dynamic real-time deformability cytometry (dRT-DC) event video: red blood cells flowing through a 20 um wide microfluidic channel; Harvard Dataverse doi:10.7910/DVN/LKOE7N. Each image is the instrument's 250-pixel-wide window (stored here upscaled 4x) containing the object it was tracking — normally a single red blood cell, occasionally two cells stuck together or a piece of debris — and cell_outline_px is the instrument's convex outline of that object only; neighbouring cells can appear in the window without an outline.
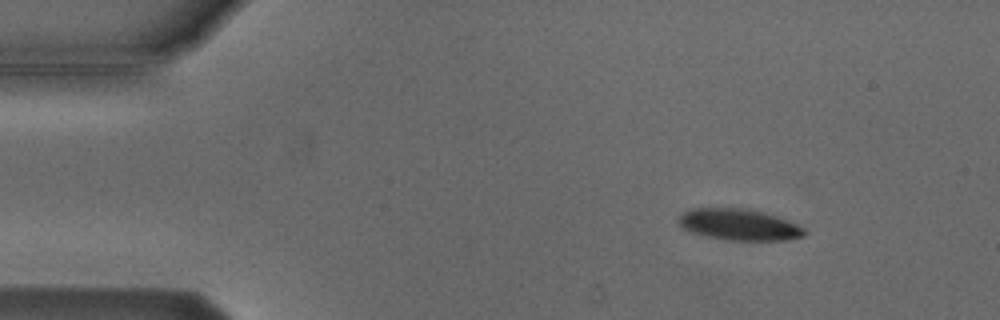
{"species": "Egyptian fruit bat (a non-hibernating species)", "species_latin": "Rousettus aegyptiacus", "temperature_condition": "cold", "stored_images_in_passage": 9, "camera_frame_rate_fps": 3000, "um_per_image_px": 0.085, "animal": {"sex": "male"}, "frame": {"image": 1, "passage_image": 1, "time_ms": 0.0, "image_size_px": [1000, 320], "cell_outline_px": [[804, 236], [788, 240], [728, 240], [704, 236], [692, 232], [684, 228], [676, 220], [684, 212], [692, 208], [748, 208], [788, 220], [804, 228]], "centroid_in_image_um": [62.8, 19.09], "position_along_channel_um": 22.2, "area_um2": 22.83}}
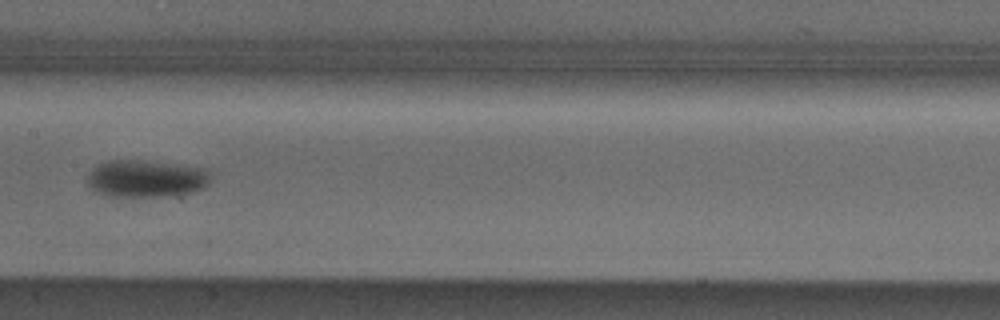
{"frame": {"image": 2, "passage_image": 6, "time_ms": 6.667, "image_size_px": [1000, 320], "cell_outline_px": [[212, 172], [208, 184], [204, 188], [192, 192], [168, 196], [108, 196], [96, 192], [88, 188], [88, 172], [96, 164], [108, 160], [140, 160], [208, 168]], "centroid_in_image_um": [12.42, 15.17], "position_along_channel_um": 195.0, "area_um2": 27.17}}
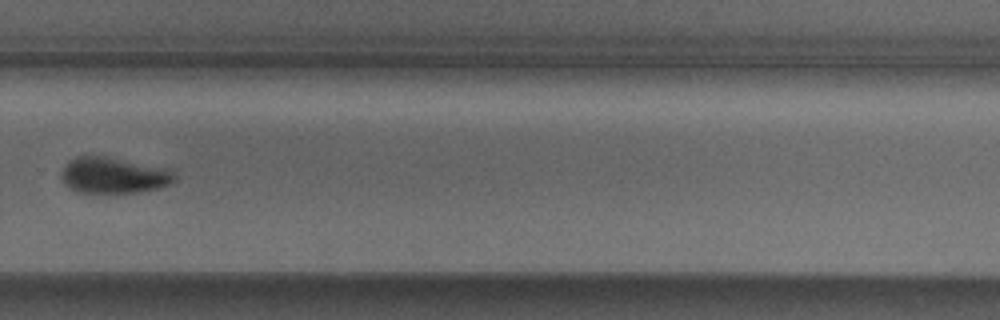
{"frame": {"image": 3, "passage_image": 9, "time_ms": 10.0, "image_size_px": [1000, 320], "cell_outline_px": [[176, 180], [172, 184], [156, 188], [136, 192], [76, 192], [68, 188], [64, 184], [60, 176], [60, 172], [64, 164], [68, 160], [76, 156], [100, 156], [172, 172], [176, 176]], "centroid_in_image_um": [9.5, 14.93], "position_along_channel_um": 320.3, "area_um2": 22.95}}